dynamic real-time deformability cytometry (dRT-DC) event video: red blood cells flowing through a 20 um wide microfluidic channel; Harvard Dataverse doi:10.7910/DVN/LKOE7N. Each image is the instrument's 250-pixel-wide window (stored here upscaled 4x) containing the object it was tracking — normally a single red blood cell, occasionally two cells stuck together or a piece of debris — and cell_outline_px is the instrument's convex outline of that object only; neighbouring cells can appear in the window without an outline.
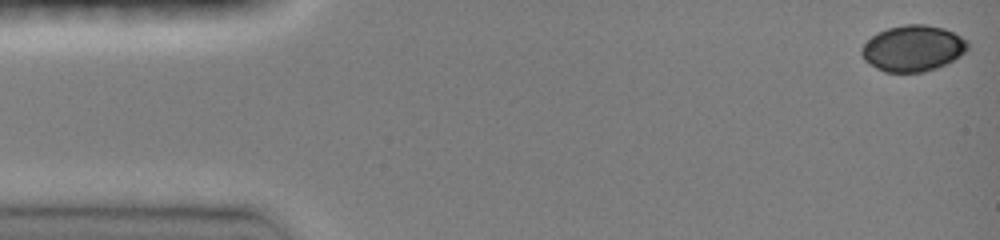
{"species": "common noctule bat (a hibernating species)", "species_latin": "Nyctalus noctula", "temperature_condition": "room temperature", "stored_images_in_passage": 36, "camera_frame_rate_fps": 3000, "um_per_image_px": 0.085, "animal": {"sex": "female", "body_mass_g": 19.0, "forearm_length_mm": 51.5}, "frame": {"image": 1, "passage_image": 1, "time_ms": 0.0, "image_size_px": [1000, 240], "cell_outline_px": [[968, 48], [960, 56], [936, 68], [924, 72], [884, 72], [868, 64], [864, 60], [860, 52], [860, 48], [872, 36], [888, 28], [904, 24], [924, 24], [944, 28], [968, 40]], "centroid_in_image_um": [77.58, 4.11], "position_along_channel_um": 7.4, "area_um2": 28.44}}
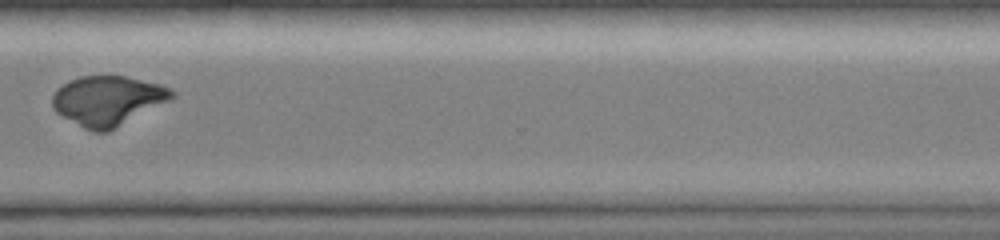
{"frame": {"image": 2, "passage_image": 33, "time_ms": 10.667, "image_size_px": [1000, 240], "cell_outline_px": [[176, 96], [108, 132], [92, 132], [84, 128], [56, 112], [52, 108], [52, 96], [56, 88], [68, 80], [80, 76], [124, 76], [160, 84], [172, 88], [176, 92]], "centroid_in_image_um": [9.13, 8.54], "position_along_channel_um": 361.5, "area_um2": 34.51}}
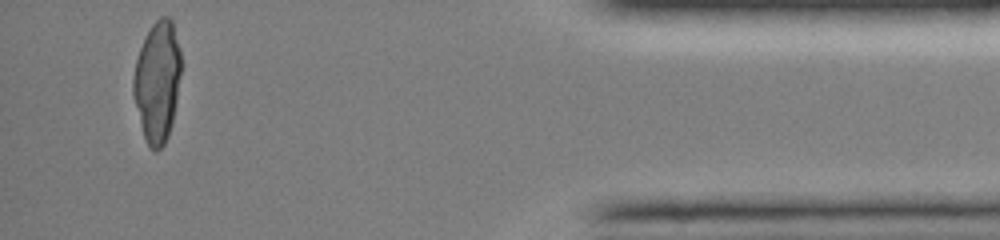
{"frame": {"image": 3, "passage_image": 36, "time_ms": 11.667, "image_size_px": [1000, 240], "cell_outline_px": [[180, 72], [176, 100], [172, 124], [168, 136], [164, 144], [156, 152], [148, 144], [144, 136], [132, 92], [132, 80], [136, 60], [140, 48], [152, 24], [160, 16], [168, 16], [172, 20], [180, 52]], "centroid_in_image_um": [13.36, 6.92], "position_along_channel_um": 421.8, "area_um2": 33.18}}